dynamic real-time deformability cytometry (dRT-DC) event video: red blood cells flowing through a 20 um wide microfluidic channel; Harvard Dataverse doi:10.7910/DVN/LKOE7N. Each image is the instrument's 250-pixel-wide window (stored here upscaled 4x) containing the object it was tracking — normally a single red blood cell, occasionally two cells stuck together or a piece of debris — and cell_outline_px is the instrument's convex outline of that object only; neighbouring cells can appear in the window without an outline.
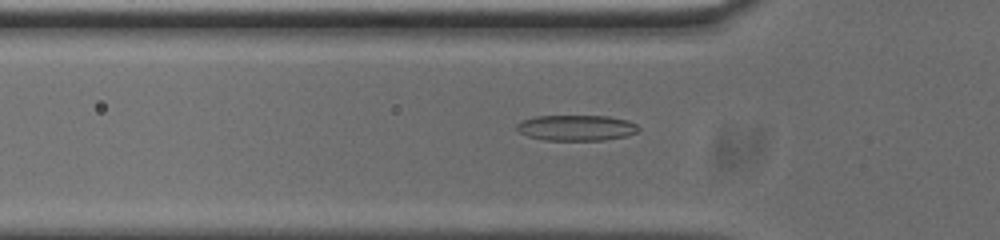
{"species": "common noctule bat (a hibernating species)", "species_latin": "Nyctalus noctula", "temperature_condition": "cold", "stored_images_in_passage": 47, "camera_frame_rate_fps": 3000, "um_per_image_px": 0.085, "animal": {"sex": "male", "body_mass_g": 20.0, "forearm_length_mm": 53.3}, "frame": {"image": 1, "passage_image": 10, "time_ms": 3.0, "image_size_px": [1000, 240], "cell_outline_px": [[640, 128], [636, 132], [628, 136], [604, 140], [544, 140], [528, 136], [520, 132], [516, 128], [516, 124], [524, 120], [536, 116], [608, 116], [628, 120], [636, 124]], "centroid_in_image_um": [49.02, 10.86], "position_along_channel_um": 76.8, "area_um2": 18.21}}
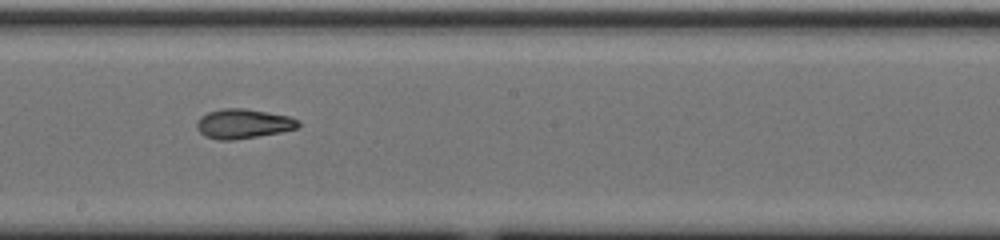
{"frame": {"image": 2, "passage_image": 22, "time_ms": 7.0, "image_size_px": [1000, 240], "cell_outline_px": [[300, 124], [296, 128], [280, 132], [232, 140], [220, 140], [204, 136], [196, 128], [196, 124], [200, 116], [208, 112], [224, 108], [244, 108], [288, 116], [300, 120]], "centroid_in_image_um": [20.64, 10.51], "position_along_channel_um": 227.6, "area_um2": 17.34}}
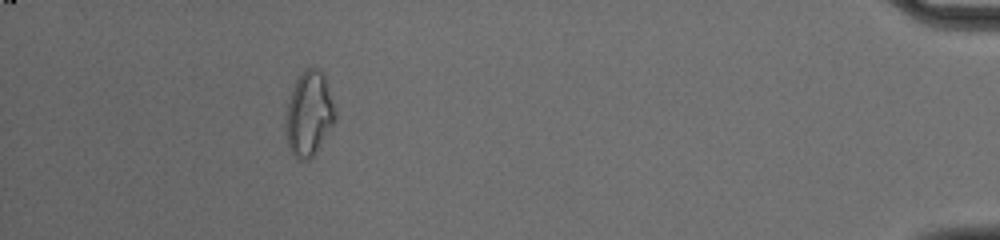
{"frame": {"image": 3, "passage_image": 42, "time_ms": 13.667, "image_size_px": [1000, 240], "cell_outline_px": [[336, 120], [312, 156], [308, 160], [296, 160], [288, 148], [284, 124], [288, 104], [292, 88], [296, 80], [308, 68], [316, 68], [324, 76], [336, 112]], "centroid_in_image_um": [26.24, 9.73], "position_along_channel_um": 409.0, "area_um2": 24.04}, "authors_computed_cell_mechanics": {"area_um2": 17.9758, "velocity_mm_per_s": 3.751, "shape_relaxation_time_tau1_ms": 6.7712, "shape_relaxation_time_tau2_ms": 3.0563, "deformation_change_tau1": 0.1865, "deformation_change_tau2": 0.0957}}